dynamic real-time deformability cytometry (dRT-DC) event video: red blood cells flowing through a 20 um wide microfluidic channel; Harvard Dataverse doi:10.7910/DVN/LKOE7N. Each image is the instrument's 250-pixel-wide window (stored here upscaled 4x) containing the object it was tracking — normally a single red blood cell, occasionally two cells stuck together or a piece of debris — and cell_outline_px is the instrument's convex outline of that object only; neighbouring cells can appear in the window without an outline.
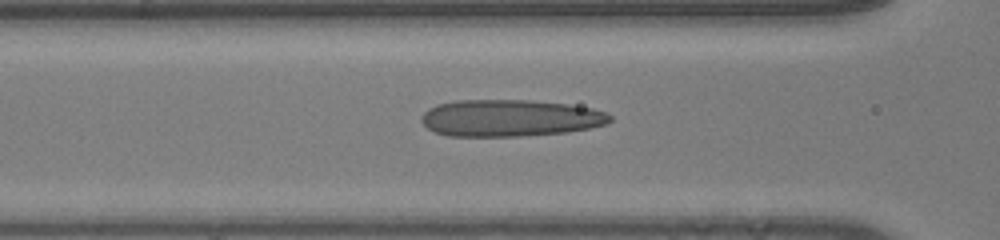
{"species": "human", "species_latin": "Homo sapiens", "temperature_condition": "room temperature", "stored_images_in_passage": 46, "camera_frame_rate_fps": 3000, "um_per_image_px": 0.085, "donor": {"sex": "male"}, "frame": {"image": 1, "passage_image": 24, "time_ms": 7.667, "image_size_px": [1000, 240], "cell_outline_px": [[612, 120], [608, 124], [592, 128], [568, 132], [520, 136], [448, 136], [436, 132], [428, 128], [420, 120], [420, 116], [428, 108], [436, 104], [456, 100], [532, 100], [568, 104], [592, 108], [604, 112], [612, 116]], "centroid_in_image_um": [43.36, 10.03], "position_along_channel_um": 123.2, "area_um2": 40.86}}
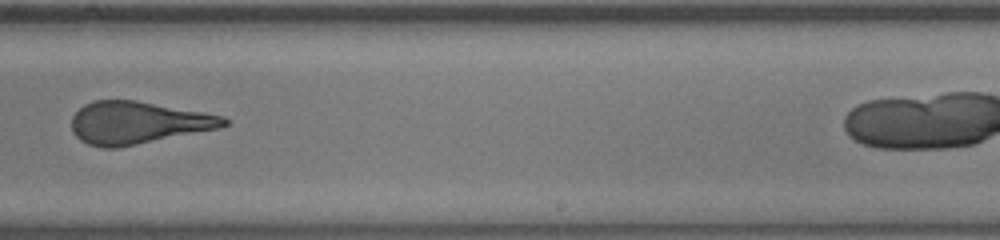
{"frame": {"image": 2, "passage_image": 35, "time_ms": 11.333, "image_size_px": [1000, 240], "cell_outline_px": [[228, 124], [220, 128], [116, 148], [104, 148], [88, 144], [80, 140], [72, 132], [72, 116], [84, 104], [96, 100], [136, 100], [224, 116], [228, 120]], "centroid_in_image_um": [11.69, 10.43], "position_along_channel_um": 277.3, "area_um2": 37.4}}
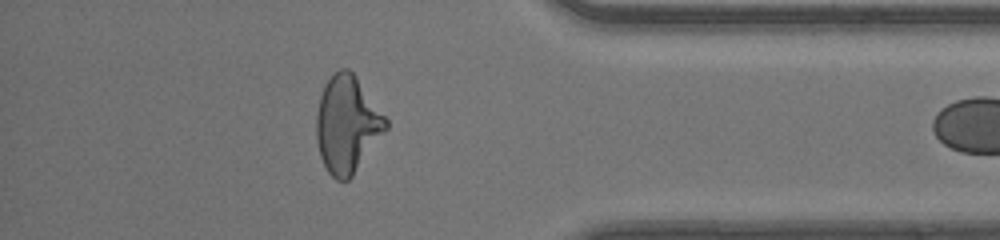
{"frame": {"image": 3, "passage_image": 45, "time_ms": 14.667, "image_size_px": [1000, 240], "cell_outline_px": [[388, 128], [352, 176], [348, 180], [336, 180], [328, 172], [320, 156], [316, 140], [316, 116], [320, 96], [324, 84], [340, 68], [348, 68], [356, 76], [388, 120]], "centroid_in_image_um": [29.5, 10.58], "position_along_channel_um": 405.7, "area_um2": 39.02}}